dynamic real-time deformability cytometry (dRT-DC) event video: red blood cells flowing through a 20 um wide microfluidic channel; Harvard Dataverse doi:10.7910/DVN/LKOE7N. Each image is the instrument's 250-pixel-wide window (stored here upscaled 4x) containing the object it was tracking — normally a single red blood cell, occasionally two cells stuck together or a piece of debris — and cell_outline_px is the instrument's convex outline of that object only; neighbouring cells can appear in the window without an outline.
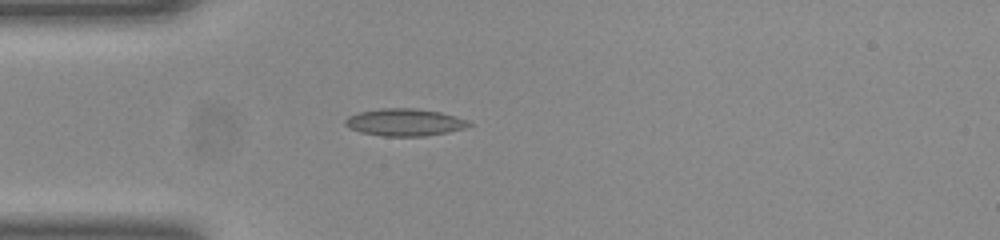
{"species": "common noctule bat (a hibernating species)", "species_latin": "Nyctalus noctula", "temperature_condition": "room temperature", "stored_images_in_passage": 31, "camera_frame_rate_fps": 3000, "um_per_image_px": 0.085, "animal": {"sex": "female", "body_mass_g": 23.0, "forearm_length_mm": 53.4}, "frame": {"image": 1, "passage_image": 1, "time_ms": 0.0, "image_size_px": [1000, 240], "cell_outline_px": [[472, 124], [464, 128], [448, 132], [424, 136], [384, 136], [360, 132], [348, 128], [344, 124], [344, 120], [348, 116], [360, 112], [380, 108], [412, 108], [440, 112], [468, 120]], "centroid_in_image_um": [34.36, 10.39], "position_along_channel_um": 50.6, "area_um2": 19.59}}
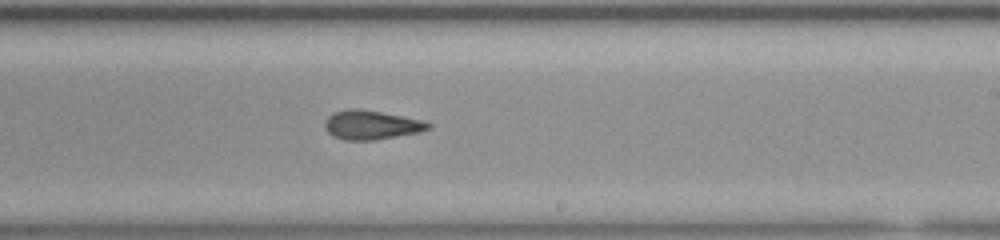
{"frame": {"image": 2, "passage_image": 17, "time_ms": 5.333, "image_size_px": [1000, 240], "cell_outline_px": [[432, 128], [416, 132], [376, 140], [344, 140], [332, 136], [324, 128], [324, 124], [328, 116], [332, 112], [348, 108], [356, 108], [380, 112], [420, 120], [432, 124]], "centroid_in_image_um": [31.49, 10.62], "position_along_channel_um": 257.5, "area_um2": 17.4}}
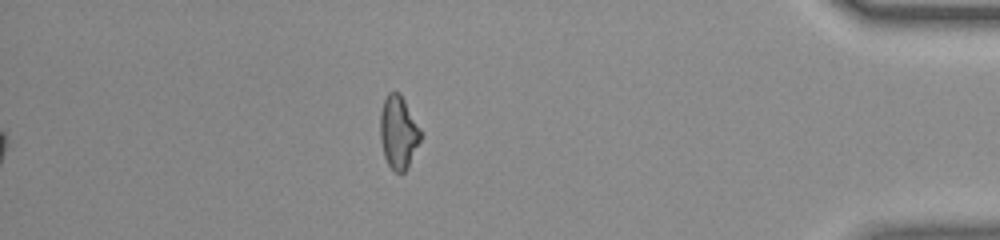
{"frame": {"image": 3, "passage_image": 31, "time_ms": 10.0, "image_size_px": [1000, 240], "cell_outline_px": [[424, 136], [408, 168], [404, 172], [396, 172], [388, 164], [384, 156], [380, 140], [380, 112], [384, 100], [388, 92], [400, 92], [420, 128]], "centroid_in_image_um": [33.89, 11.26], "position_along_channel_um": 401.3, "area_um2": 17.51}, "authors_computed_cell_mechanics": {"area_um2": 17.7446, "velocity_mm_per_s": 4.0416, "shape_relaxation_time_tau1_ms": 11.196, "shape_relaxation_time_tau2_ms": 2.4746, "deformation_change_tau1": 0.2816, "deformation_change_tau2": 0.0976}}